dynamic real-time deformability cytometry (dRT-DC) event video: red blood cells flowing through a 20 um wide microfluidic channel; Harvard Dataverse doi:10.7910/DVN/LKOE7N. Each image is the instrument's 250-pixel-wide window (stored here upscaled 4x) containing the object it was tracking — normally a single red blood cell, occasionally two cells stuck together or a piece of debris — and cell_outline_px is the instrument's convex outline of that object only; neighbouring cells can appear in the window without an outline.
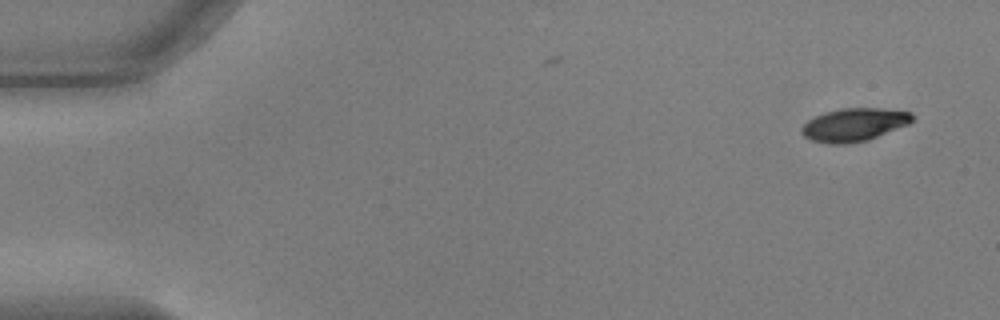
{"species": "common noctule bat (a hibernating species)", "species_latin": "Nyctalus noctula", "temperature_condition": "warm", "stored_images_in_passage": 6, "camera_frame_rate_fps": 3000, "um_per_image_px": 0.085, "animal": {"sex": "male", "body_mass_g": 17.9, "forearm_length_mm": 54.2}, "frame": {"image": 1, "passage_image": 1, "time_ms": 0.0, "image_size_px": [1000, 320], "cell_outline_px": [[916, 120], [908, 124], [868, 140], [844, 144], [832, 144], [812, 140], [804, 136], [800, 132], [800, 128], [808, 120], [824, 112], [840, 108], [884, 108], [912, 112], [916, 116]], "centroid_in_image_um": [72.63, 10.58], "position_along_channel_um": 12.4, "area_um2": 21.5}}